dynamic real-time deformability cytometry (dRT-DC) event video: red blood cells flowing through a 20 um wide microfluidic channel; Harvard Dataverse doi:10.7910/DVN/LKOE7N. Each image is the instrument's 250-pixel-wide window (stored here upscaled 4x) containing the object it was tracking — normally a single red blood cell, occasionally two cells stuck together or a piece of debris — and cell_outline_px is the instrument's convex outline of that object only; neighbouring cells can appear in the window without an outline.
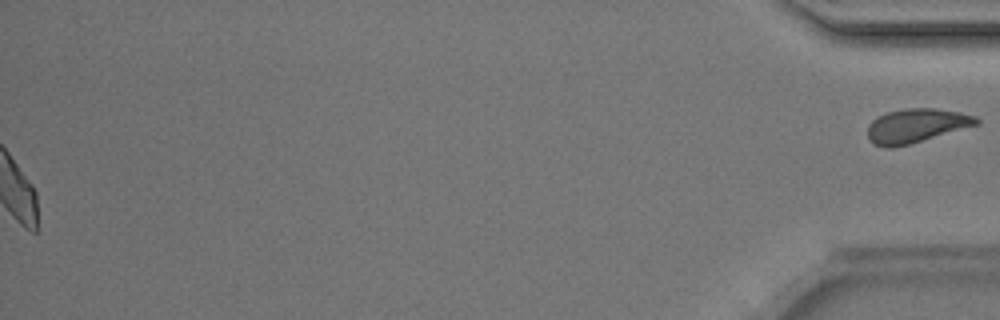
{"species": "Egyptian fruit bat (a non-hibernating species)", "species_latin": "Rousettus aegyptiacus", "temperature_condition": "room temperature", "stored_images_in_passage": 42, "segment_of_instrument_passage": [2, 2], "camera_frame_rate_fps": 3000, "um_per_image_px": 0.085, "animal": {"sex": "male"}, "frame": {"image": 1, "passage_image": 42, "time_ms": 13.667, "image_size_px": [1000, 320], "cell_outline_px": [[980, 124], [908, 144], [892, 148], [888, 148], [876, 144], [868, 140], [868, 124], [872, 120], [888, 112], [908, 108], [936, 108], [960, 112], [976, 116], [980, 120]], "centroid_in_image_um": [77.9, 10.67], "position_along_channel_um": 357.3, "area_um2": 21.39}}